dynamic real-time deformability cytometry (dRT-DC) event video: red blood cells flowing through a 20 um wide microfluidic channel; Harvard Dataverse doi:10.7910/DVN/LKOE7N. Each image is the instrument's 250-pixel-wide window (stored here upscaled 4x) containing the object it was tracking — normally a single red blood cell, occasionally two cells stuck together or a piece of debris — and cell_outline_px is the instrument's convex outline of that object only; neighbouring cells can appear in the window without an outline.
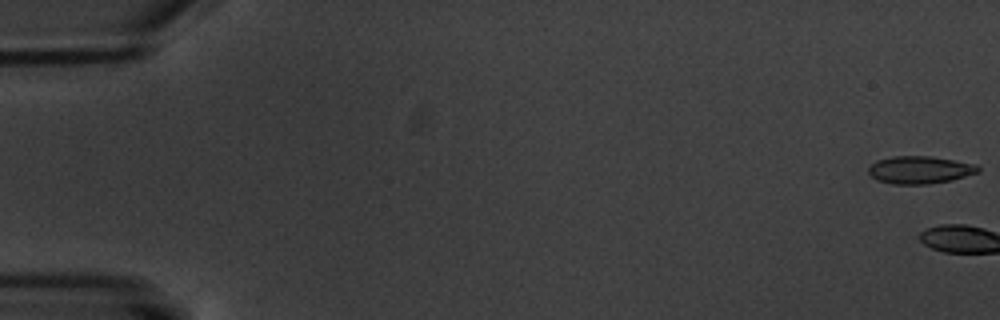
{"species": "common noctule bat (a hibernating species)", "species_latin": "Nyctalus noctula", "temperature_condition": "warm", "stored_images_in_passage": 6, "camera_frame_rate_fps": 3000, "um_per_image_px": 0.085, "animal": {"sex": "male", "body_mass_g": 20.1, "forearm_length_mm": 53.5}, "frame": {"image": 1, "passage_image": 1, "time_ms": 0.0, "image_size_px": [1000, 320], "cell_outline_px": [[980, 172], [952, 180], [928, 184], [892, 184], [876, 180], [868, 172], [868, 168], [876, 160], [892, 156], [932, 156], [976, 164], [980, 168]], "centroid_in_image_um": [78.19, 14.44], "position_along_channel_um": 6.8, "area_um2": 17.74}}